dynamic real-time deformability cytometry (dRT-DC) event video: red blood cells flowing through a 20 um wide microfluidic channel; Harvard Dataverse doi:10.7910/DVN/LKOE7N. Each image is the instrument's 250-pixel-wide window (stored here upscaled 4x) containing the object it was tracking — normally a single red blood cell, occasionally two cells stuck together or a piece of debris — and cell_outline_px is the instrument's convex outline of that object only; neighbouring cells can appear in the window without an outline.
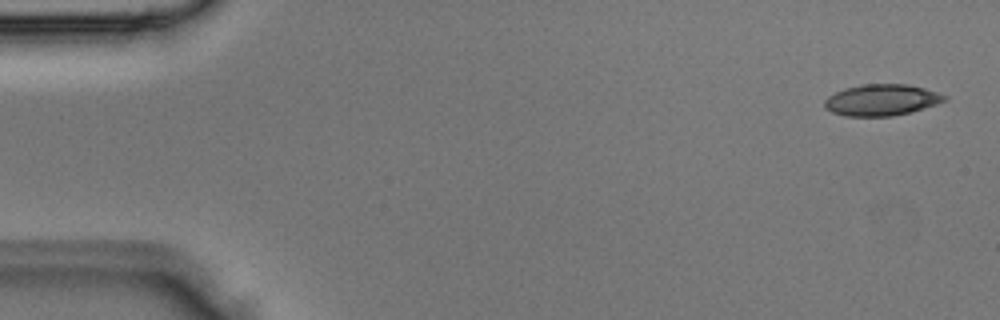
{"species": "Egyptian fruit bat (a non-hibernating species)", "species_latin": "Rousettus aegyptiacus", "temperature_condition": "room temperature", "stored_images_in_passage": 3, "camera_frame_rate_fps": 3000, "um_per_image_px": 0.085, "animal": {"sex": "male"}, "frame": {"image": 1, "passage_image": 1, "time_ms": 0.0, "image_size_px": [1000, 320], "cell_outline_px": [[948, 100], [912, 112], [892, 116], [844, 116], [832, 112], [824, 108], [824, 100], [828, 96], [844, 88], [860, 84], [908, 84], [924, 88], [948, 96]], "centroid_in_image_um": [74.93, 8.5], "position_along_channel_um": 10.1, "area_um2": 22.08}}